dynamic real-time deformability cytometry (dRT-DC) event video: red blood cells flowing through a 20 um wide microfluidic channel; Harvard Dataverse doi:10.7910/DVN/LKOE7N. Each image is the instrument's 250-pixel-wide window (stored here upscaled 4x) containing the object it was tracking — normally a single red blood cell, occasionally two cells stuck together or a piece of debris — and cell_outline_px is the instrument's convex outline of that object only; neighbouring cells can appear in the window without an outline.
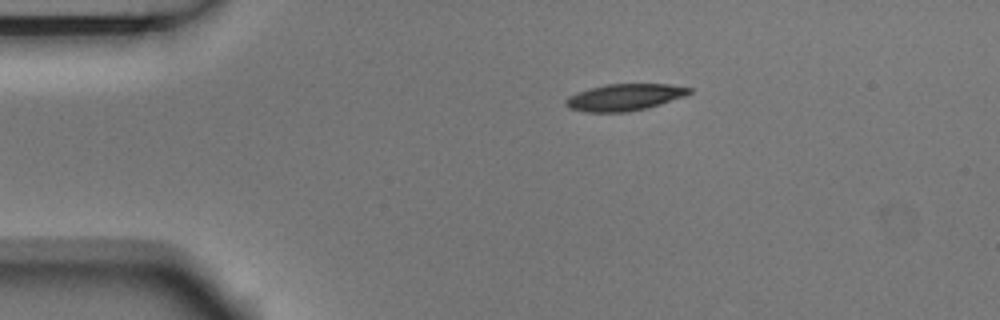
{"species": "Egyptian fruit bat (a non-hibernating species)", "species_latin": "Rousettus aegyptiacus", "temperature_condition": "room temperature", "stored_images_in_passage": 5, "camera_frame_rate_fps": 3000, "um_per_image_px": 0.085, "animal": {"sex": "male"}, "frame": {"image": 1, "passage_image": 1, "time_ms": 0.0, "image_size_px": [1000, 320], "cell_outline_px": [[692, 92], [684, 96], [660, 104], [628, 112], [588, 112], [568, 108], [564, 104], [564, 100], [568, 96], [576, 92], [588, 88], [604, 84], [672, 84], [692, 88]], "centroid_in_image_um": [53.04, 8.25], "position_along_channel_um": 32.0, "area_um2": 19.36}}
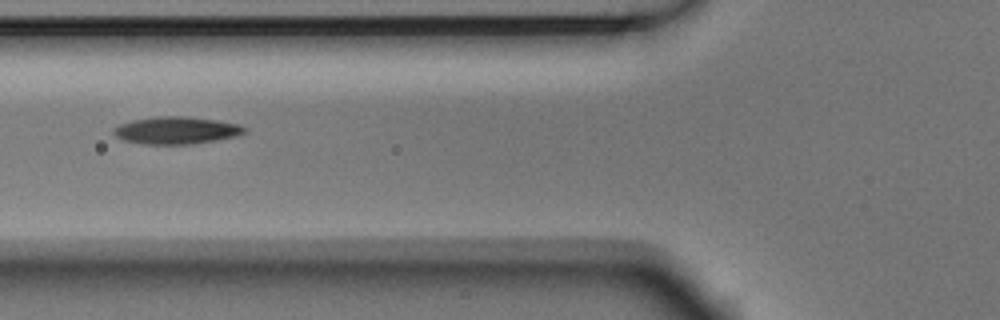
{"frame": {"image": 2, "passage_image": 4, "time_ms": 1.0, "image_size_px": [1000, 320], "cell_outline_px": [[248, 132], [236, 136], [216, 140], [192, 144], [144, 144], [124, 140], [116, 136], [112, 132], [112, 128], [120, 124], [132, 120], [156, 116], [188, 116], [220, 120], [240, 124], [248, 128]], "centroid_in_image_um": [15.04, 11.07], "position_along_channel_um": 110.8, "area_um2": 21.15}}
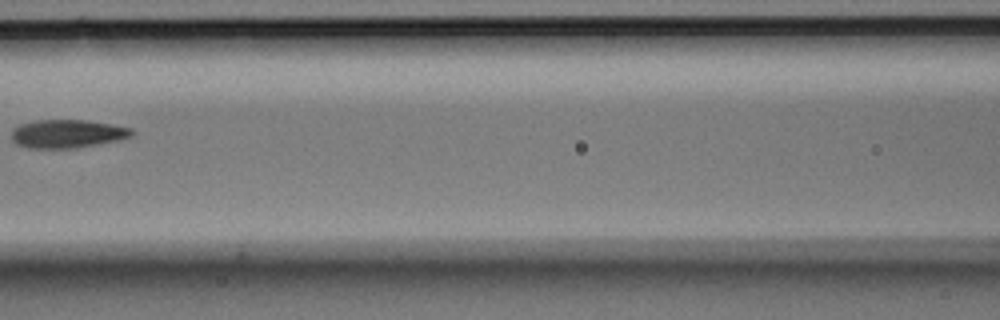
{"frame": {"image": 3, "passage_image": 5, "time_ms": 1.333, "image_size_px": [1000, 320], "cell_outline_px": [[136, 132], [132, 136], [116, 140], [76, 148], [28, 148], [16, 144], [12, 140], [12, 128], [20, 124], [36, 120], [84, 120], [132, 128]], "centroid_in_image_um": [5.69, 11.37], "position_along_channel_um": 160.9, "area_um2": 19.77}}